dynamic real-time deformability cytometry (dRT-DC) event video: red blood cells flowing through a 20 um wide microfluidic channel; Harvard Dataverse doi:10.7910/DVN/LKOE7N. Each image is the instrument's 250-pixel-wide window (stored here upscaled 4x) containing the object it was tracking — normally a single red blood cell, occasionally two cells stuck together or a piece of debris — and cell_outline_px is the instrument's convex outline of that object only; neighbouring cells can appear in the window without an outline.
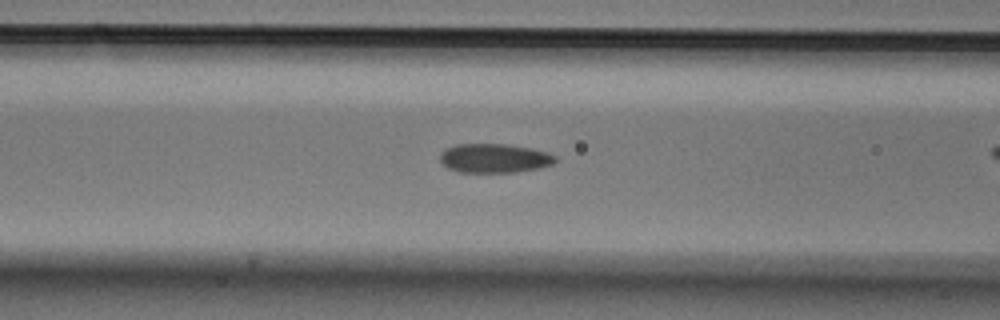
{"species": "Egyptian fruit bat (a non-hibernating species)", "species_latin": "Rousettus aegyptiacus", "temperature_condition": "cold", "stored_images_in_passage": 25, "camera_frame_rate_fps": 3000, "um_per_image_px": 0.085, "animal": {"sex": "male"}, "frame": {"image": 1, "passage_image": 5, "time_ms": 1.333, "image_size_px": [1000, 320], "cell_outline_px": [[556, 160], [552, 164], [540, 168], [516, 172], [460, 172], [448, 168], [440, 160], [440, 152], [444, 148], [456, 144], [504, 144], [528, 148], [548, 152], [556, 156]], "centroid_in_image_um": [42.0, 13.45], "position_along_channel_um": 124.6, "area_um2": 19.54}}
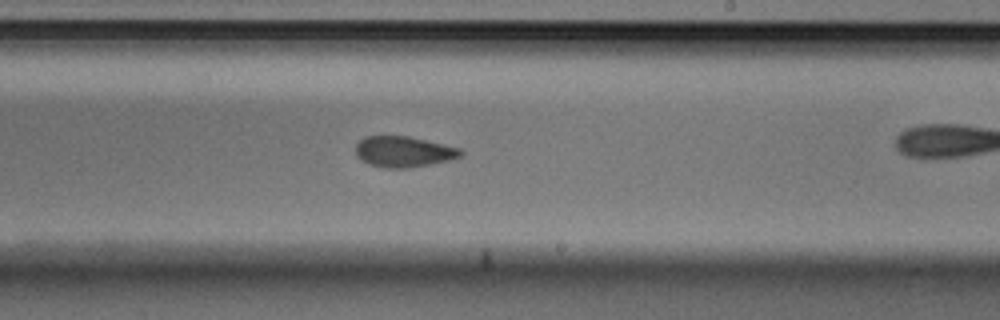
{"frame": {"image": 2, "passage_image": 15, "time_ms": 4.667, "image_size_px": [1000, 320], "cell_outline_px": [[464, 152], [460, 156], [448, 160], [432, 164], [408, 168], [384, 168], [368, 164], [356, 156], [356, 144], [364, 136], [408, 136], [460, 148]], "centroid_in_image_um": [34.28, 12.9], "position_along_channel_um": 254.7, "area_um2": 18.84}}
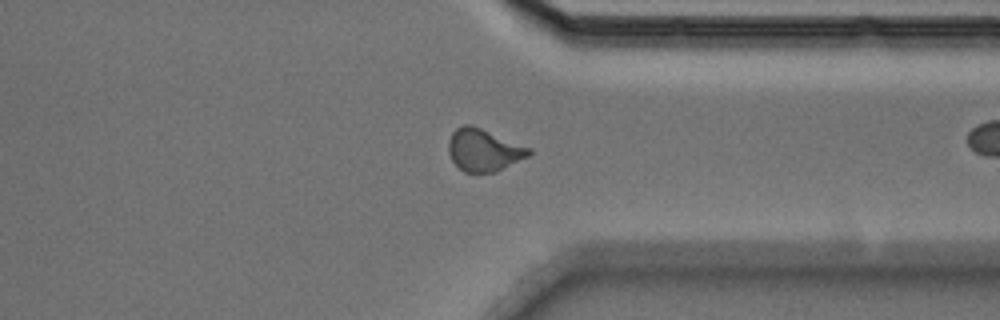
{"frame": {"image": 3, "passage_image": 24, "time_ms": 7.667, "image_size_px": [1000, 320], "cell_outline_px": [[532, 152], [528, 156], [496, 172], [464, 172], [452, 160], [448, 152], [448, 140], [452, 132], [456, 128], [464, 124], [472, 124], [532, 148]], "centroid_in_image_um": [41.11, 12.73], "position_along_channel_um": 370.3, "area_um2": 19.94}}